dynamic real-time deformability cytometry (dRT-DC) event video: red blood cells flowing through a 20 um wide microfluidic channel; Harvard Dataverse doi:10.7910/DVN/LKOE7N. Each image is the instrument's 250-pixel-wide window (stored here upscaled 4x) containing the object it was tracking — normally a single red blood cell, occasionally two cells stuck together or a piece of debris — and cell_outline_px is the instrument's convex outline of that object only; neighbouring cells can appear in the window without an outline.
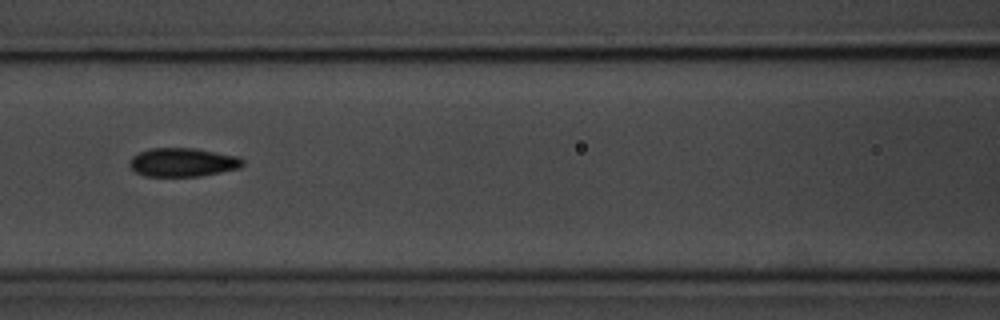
{"species": "common noctule bat (a hibernating species)", "species_latin": "Nyctalus noctula", "temperature_condition": "room temperature", "stored_images_in_passage": 12, "camera_frame_rate_fps": 3000, "um_per_image_px": 0.085, "animal": {"sex": "male", "body_mass_g": 20.1, "forearm_length_mm": 53.5}, "frame": {"image": 1, "passage_image": 4, "time_ms": 3.667, "image_size_px": [1000, 320], "cell_outline_px": [[244, 164], [240, 168], [200, 176], [144, 176], [136, 172], [128, 164], [132, 156], [140, 152], [152, 148], [196, 148], [240, 156], [244, 160]], "centroid_in_image_um": [15.57, 13.79], "position_along_channel_um": 151.0, "area_um2": 19.02}}
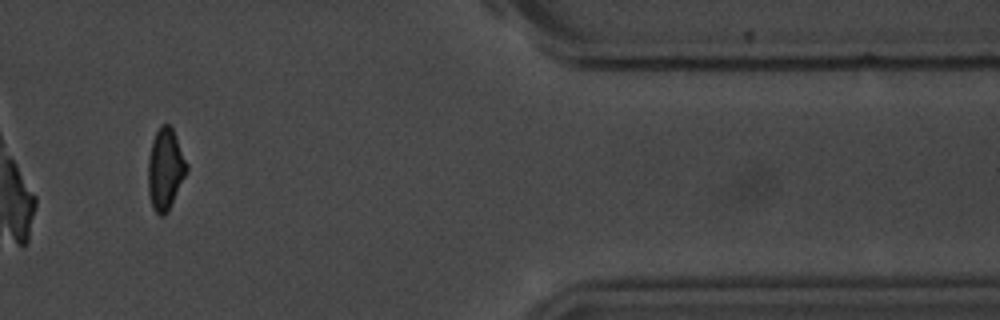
{"frame": {"image": 2, "passage_image": 10, "time_ms": 11.333, "image_size_px": [1000, 320], "cell_outline_px": [[188, 172], [168, 212], [164, 216], [160, 216], [152, 208], [148, 196], [148, 160], [152, 140], [160, 124], [168, 124], [172, 128], [176, 136], [188, 164]], "centroid_in_image_um": [14.05, 14.41], "position_along_channel_um": 397.3, "area_um2": 18.67}, "authors_computed_cell_mechanics": {"area_um2": 18.6983, "velocity_mm_per_s": 3.6664, "shape_relaxation_time_tau1_ms": 4.3487, "shape_relaxation_time_tau2_ms": 8.1564, "deformation_change_tau1": 0.117, "deformation_change_tau2": 0.1115}}